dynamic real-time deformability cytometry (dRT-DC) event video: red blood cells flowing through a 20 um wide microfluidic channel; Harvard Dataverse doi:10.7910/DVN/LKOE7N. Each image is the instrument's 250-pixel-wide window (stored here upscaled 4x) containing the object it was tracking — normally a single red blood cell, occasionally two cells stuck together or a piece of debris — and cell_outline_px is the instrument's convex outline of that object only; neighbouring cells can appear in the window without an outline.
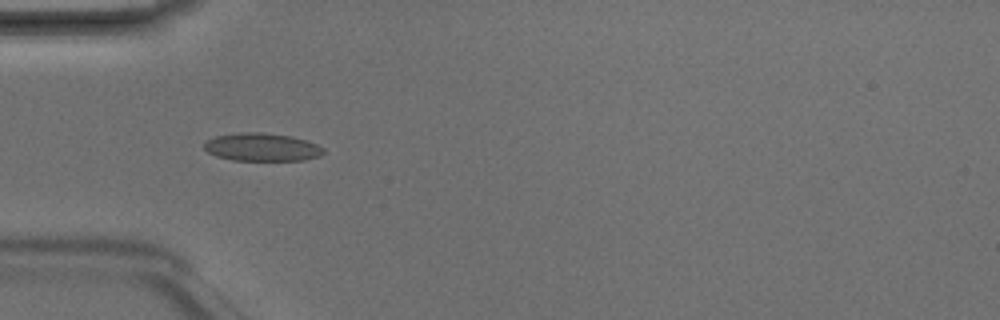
{"species": "Egyptian fruit bat (a non-hibernating species)", "species_latin": "Rousettus aegyptiacus", "temperature_condition": "room temperature", "stored_images_in_passage": 4, "camera_frame_rate_fps": 3000, "um_per_image_px": 0.085, "animal": {"sex": "male"}, "frame": {"image": 1, "passage_image": 4, "time_ms": 1.0, "image_size_px": [1000, 320], "cell_outline_px": [[324, 152], [320, 156], [304, 160], [232, 160], [216, 156], [208, 152], [204, 148], [204, 144], [208, 140], [216, 136], [240, 132], [260, 132], [292, 136], [316, 144], [324, 148]], "centroid_in_image_um": [22.27, 12.5], "position_along_channel_um": 62.7, "area_um2": 19.36}}